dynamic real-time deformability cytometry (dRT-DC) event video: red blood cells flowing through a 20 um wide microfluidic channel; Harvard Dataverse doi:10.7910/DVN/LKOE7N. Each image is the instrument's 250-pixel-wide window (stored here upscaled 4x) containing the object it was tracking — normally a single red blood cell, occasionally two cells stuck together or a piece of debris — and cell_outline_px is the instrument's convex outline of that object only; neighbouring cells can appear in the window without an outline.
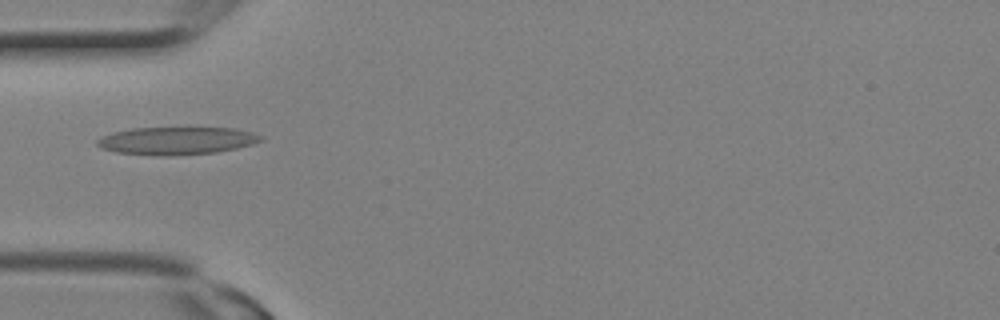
{"species": "Egyptian fruit bat (a non-hibernating species)", "species_latin": "Rousettus aegyptiacus", "temperature_condition": "room temperature", "stored_images_in_passage": 3, "camera_frame_rate_fps": 3000, "um_per_image_px": 0.085, "animal": {"sex": "female"}, "frame": {"image": 1, "passage_image": 3, "time_ms": 0.667, "image_size_px": [1000, 320], "cell_outline_px": [[264, 140], [252, 144], [236, 148], [216, 152], [168, 156], [156, 156], [116, 152], [100, 148], [96, 144], [96, 140], [112, 132], [132, 128], [236, 128], [252, 132], [264, 136]], "centroid_in_image_um": [15.02, 11.96], "position_along_channel_um": 70.0, "area_um2": 26.53}}